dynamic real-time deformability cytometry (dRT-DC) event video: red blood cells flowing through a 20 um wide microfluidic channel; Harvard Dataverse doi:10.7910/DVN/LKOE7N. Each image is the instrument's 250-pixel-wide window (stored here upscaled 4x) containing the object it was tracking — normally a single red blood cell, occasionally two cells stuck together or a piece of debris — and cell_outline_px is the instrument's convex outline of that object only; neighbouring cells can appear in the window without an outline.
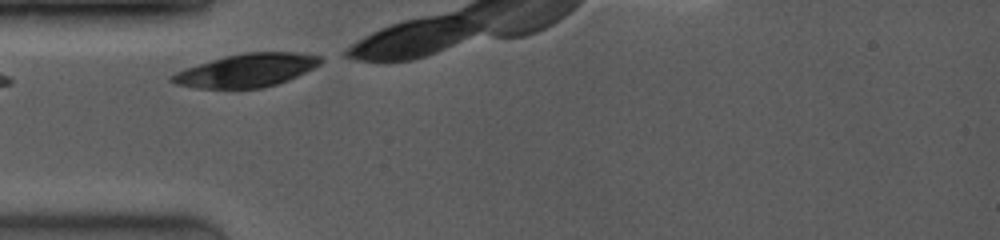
{"species": "common noctule bat (a hibernating species)", "species_latin": "Nyctalus noctula", "temperature_condition": "room temperature", "stored_images_in_passage": 5, "camera_frame_rate_fps": 4000, "um_per_image_px": 0.085, "animal": {"sex": "female", "body_mass_g": 19.0, "forearm_length_mm": 53.3}, "frame": {"image": 1, "passage_image": 1, "time_ms": 0.0, "image_size_px": [1000, 240], "cell_outline_px": [[320, 64], [288, 80], [264, 88], [236, 92], [196, 88], [176, 84], [168, 80], [176, 72], [200, 64], [228, 56], [244, 52], [292, 52], [320, 56]], "centroid_in_image_um": [20.92, 6.04], "position_along_channel_um": 64.1, "area_um2": 29.07}}